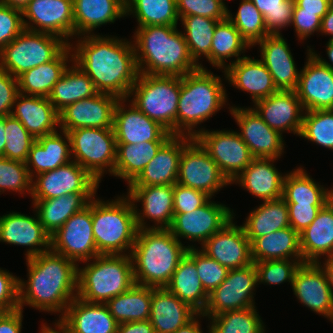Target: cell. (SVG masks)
Segmentation results:
<instances>
[{"label":"cell","mask_w":333,"mask_h":333,"mask_svg":"<svg viewBox=\"0 0 333 333\" xmlns=\"http://www.w3.org/2000/svg\"><path fill=\"white\" fill-rule=\"evenodd\" d=\"M73 62L92 80L99 93L128 99L139 75L132 41L102 35L77 37Z\"/></svg>","instance_id":"1"},{"label":"cell","mask_w":333,"mask_h":333,"mask_svg":"<svg viewBox=\"0 0 333 333\" xmlns=\"http://www.w3.org/2000/svg\"><path fill=\"white\" fill-rule=\"evenodd\" d=\"M28 280L19 278V309L25 306L50 313H65L77 297L78 265L51 249L26 259Z\"/></svg>","instance_id":"2"},{"label":"cell","mask_w":333,"mask_h":333,"mask_svg":"<svg viewBox=\"0 0 333 333\" xmlns=\"http://www.w3.org/2000/svg\"><path fill=\"white\" fill-rule=\"evenodd\" d=\"M133 37L139 73L182 77L199 68L177 26L137 27Z\"/></svg>","instance_id":"3"},{"label":"cell","mask_w":333,"mask_h":333,"mask_svg":"<svg viewBox=\"0 0 333 333\" xmlns=\"http://www.w3.org/2000/svg\"><path fill=\"white\" fill-rule=\"evenodd\" d=\"M188 248L169 229H139L132 248L135 283L166 287Z\"/></svg>","instance_id":"4"},{"label":"cell","mask_w":333,"mask_h":333,"mask_svg":"<svg viewBox=\"0 0 333 333\" xmlns=\"http://www.w3.org/2000/svg\"><path fill=\"white\" fill-rule=\"evenodd\" d=\"M227 98L220 76L206 68H198L182 76L177 108V135L195 138L198 134V130H195L197 125L221 110Z\"/></svg>","instance_id":"5"},{"label":"cell","mask_w":333,"mask_h":333,"mask_svg":"<svg viewBox=\"0 0 333 333\" xmlns=\"http://www.w3.org/2000/svg\"><path fill=\"white\" fill-rule=\"evenodd\" d=\"M92 226L99 254H131L139 229L135 207L128 195L106 202L94 197Z\"/></svg>","instance_id":"6"},{"label":"cell","mask_w":333,"mask_h":333,"mask_svg":"<svg viewBox=\"0 0 333 333\" xmlns=\"http://www.w3.org/2000/svg\"><path fill=\"white\" fill-rule=\"evenodd\" d=\"M78 265L77 297L90 303H106L135 284L131 254H100Z\"/></svg>","instance_id":"7"},{"label":"cell","mask_w":333,"mask_h":333,"mask_svg":"<svg viewBox=\"0 0 333 333\" xmlns=\"http://www.w3.org/2000/svg\"><path fill=\"white\" fill-rule=\"evenodd\" d=\"M180 87V76L139 73L128 97H132L129 101L147 117L177 135Z\"/></svg>","instance_id":"8"},{"label":"cell","mask_w":333,"mask_h":333,"mask_svg":"<svg viewBox=\"0 0 333 333\" xmlns=\"http://www.w3.org/2000/svg\"><path fill=\"white\" fill-rule=\"evenodd\" d=\"M67 45L58 36L24 29L0 51V69L17 78L53 60Z\"/></svg>","instance_id":"9"},{"label":"cell","mask_w":333,"mask_h":333,"mask_svg":"<svg viewBox=\"0 0 333 333\" xmlns=\"http://www.w3.org/2000/svg\"><path fill=\"white\" fill-rule=\"evenodd\" d=\"M67 133L75 162L99 183L106 171L114 175L117 144L113 128H77Z\"/></svg>","instance_id":"10"},{"label":"cell","mask_w":333,"mask_h":333,"mask_svg":"<svg viewBox=\"0 0 333 333\" xmlns=\"http://www.w3.org/2000/svg\"><path fill=\"white\" fill-rule=\"evenodd\" d=\"M200 129L195 139L232 183L254 159L249 147L236 131Z\"/></svg>","instance_id":"11"},{"label":"cell","mask_w":333,"mask_h":333,"mask_svg":"<svg viewBox=\"0 0 333 333\" xmlns=\"http://www.w3.org/2000/svg\"><path fill=\"white\" fill-rule=\"evenodd\" d=\"M50 249L77 265L100 255L93 236L92 200L51 235Z\"/></svg>","instance_id":"12"},{"label":"cell","mask_w":333,"mask_h":333,"mask_svg":"<svg viewBox=\"0 0 333 333\" xmlns=\"http://www.w3.org/2000/svg\"><path fill=\"white\" fill-rule=\"evenodd\" d=\"M257 284L254 263L229 270L226 279L208 295V302L202 314L205 317H213L228 311L254 307V291Z\"/></svg>","instance_id":"13"},{"label":"cell","mask_w":333,"mask_h":333,"mask_svg":"<svg viewBox=\"0 0 333 333\" xmlns=\"http://www.w3.org/2000/svg\"><path fill=\"white\" fill-rule=\"evenodd\" d=\"M177 183L202 191L211 198L221 188L231 184L195 138L183 148Z\"/></svg>","instance_id":"14"},{"label":"cell","mask_w":333,"mask_h":333,"mask_svg":"<svg viewBox=\"0 0 333 333\" xmlns=\"http://www.w3.org/2000/svg\"><path fill=\"white\" fill-rule=\"evenodd\" d=\"M34 177L32 200L52 199L68 193H97L99 188V182L74 160Z\"/></svg>","instance_id":"15"},{"label":"cell","mask_w":333,"mask_h":333,"mask_svg":"<svg viewBox=\"0 0 333 333\" xmlns=\"http://www.w3.org/2000/svg\"><path fill=\"white\" fill-rule=\"evenodd\" d=\"M210 198L203 206L194 211L174 214L169 228L176 239H189L201 242V246L216 232L220 231L227 223L234 219L233 209Z\"/></svg>","instance_id":"16"},{"label":"cell","mask_w":333,"mask_h":333,"mask_svg":"<svg viewBox=\"0 0 333 333\" xmlns=\"http://www.w3.org/2000/svg\"><path fill=\"white\" fill-rule=\"evenodd\" d=\"M22 16L29 20L23 18L26 30L58 36L68 45L75 37L73 0H30Z\"/></svg>","instance_id":"17"},{"label":"cell","mask_w":333,"mask_h":333,"mask_svg":"<svg viewBox=\"0 0 333 333\" xmlns=\"http://www.w3.org/2000/svg\"><path fill=\"white\" fill-rule=\"evenodd\" d=\"M229 109L240 127L238 134L254 158H280L284 153L283 135L270 128L253 108L231 106Z\"/></svg>","instance_id":"18"},{"label":"cell","mask_w":333,"mask_h":333,"mask_svg":"<svg viewBox=\"0 0 333 333\" xmlns=\"http://www.w3.org/2000/svg\"><path fill=\"white\" fill-rule=\"evenodd\" d=\"M118 101L114 95L98 93L74 102L59 112V128L67 132L77 128H113Z\"/></svg>","instance_id":"19"},{"label":"cell","mask_w":333,"mask_h":333,"mask_svg":"<svg viewBox=\"0 0 333 333\" xmlns=\"http://www.w3.org/2000/svg\"><path fill=\"white\" fill-rule=\"evenodd\" d=\"M292 289L301 303L333 323V293L321 262L301 264L295 272Z\"/></svg>","instance_id":"20"},{"label":"cell","mask_w":333,"mask_h":333,"mask_svg":"<svg viewBox=\"0 0 333 333\" xmlns=\"http://www.w3.org/2000/svg\"><path fill=\"white\" fill-rule=\"evenodd\" d=\"M307 51L295 92L305 111L333 109V71Z\"/></svg>","instance_id":"21"},{"label":"cell","mask_w":333,"mask_h":333,"mask_svg":"<svg viewBox=\"0 0 333 333\" xmlns=\"http://www.w3.org/2000/svg\"><path fill=\"white\" fill-rule=\"evenodd\" d=\"M173 189L174 185L159 186H129L127 195L135 207L138 229H169L173 218ZM142 202V210L138 211L135 203ZM152 219L155 224L147 226V220ZM160 224V225H159ZM156 225V226H155Z\"/></svg>","instance_id":"22"},{"label":"cell","mask_w":333,"mask_h":333,"mask_svg":"<svg viewBox=\"0 0 333 333\" xmlns=\"http://www.w3.org/2000/svg\"><path fill=\"white\" fill-rule=\"evenodd\" d=\"M200 249L228 270L243 268L253 263L250 241L244 228L233 219L211 236Z\"/></svg>","instance_id":"23"},{"label":"cell","mask_w":333,"mask_h":333,"mask_svg":"<svg viewBox=\"0 0 333 333\" xmlns=\"http://www.w3.org/2000/svg\"><path fill=\"white\" fill-rule=\"evenodd\" d=\"M127 99H119L114 110L113 130L116 143L139 144L144 141H168L173 134L147 117Z\"/></svg>","instance_id":"24"},{"label":"cell","mask_w":333,"mask_h":333,"mask_svg":"<svg viewBox=\"0 0 333 333\" xmlns=\"http://www.w3.org/2000/svg\"><path fill=\"white\" fill-rule=\"evenodd\" d=\"M50 237L40 223L37 212L35 216L15 211L0 216V242L27 246L26 259L50 250Z\"/></svg>","instance_id":"25"},{"label":"cell","mask_w":333,"mask_h":333,"mask_svg":"<svg viewBox=\"0 0 333 333\" xmlns=\"http://www.w3.org/2000/svg\"><path fill=\"white\" fill-rule=\"evenodd\" d=\"M261 119L281 135L287 131L299 136L304 108L295 91L278 90L269 97L253 104Z\"/></svg>","instance_id":"26"},{"label":"cell","mask_w":333,"mask_h":333,"mask_svg":"<svg viewBox=\"0 0 333 333\" xmlns=\"http://www.w3.org/2000/svg\"><path fill=\"white\" fill-rule=\"evenodd\" d=\"M255 45L260 46V60L272 75L277 90L295 91L300 71L284 37L281 34H270Z\"/></svg>","instance_id":"27"},{"label":"cell","mask_w":333,"mask_h":333,"mask_svg":"<svg viewBox=\"0 0 333 333\" xmlns=\"http://www.w3.org/2000/svg\"><path fill=\"white\" fill-rule=\"evenodd\" d=\"M192 139L189 136L173 135L129 186H159L177 183L183 148Z\"/></svg>","instance_id":"28"},{"label":"cell","mask_w":333,"mask_h":333,"mask_svg":"<svg viewBox=\"0 0 333 333\" xmlns=\"http://www.w3.org/2000/svg\"><path fill=\"white\" fill-rule=\"evenodd\" d=\"M224 79L231 86L251 94L253 103L269 97L277 92L272 75L260 59L245 56L228 64L224 71Z\"/></svg>","instance_id":"29"},{"label":"cell","mask_w":333,"mask_h":333,"mask_svg":"<svg viewBox=\"0 0 333 333\" xmlns=\"http://www.w3.org/2000/svg\"><path fill=\"white\" fill-rule=\"evenodd\" d=\"M70 333H117L118 323L105 303H90L76 297L59 318Z\"/></svg>","instance_id":"30"},{"label":"cell","mask_w":333,"mask_h":333,"mask_svg":"<svg viewBox=\"0 0 333 333\" xmlns=\"http://www.w3.org/2000/svg\"><path fill=\"white\" fill-rule=\"evenodd\" d=\"M10 115L18 119L35 139L56 132L59 126V112L47 97L18 93Z\"/></svg>","instance_id":"31"},{"label":"cell","mask_w":333,"mask_h":333,"mask_svg":"<svg viewBox=\"0 0 333 333\" xmlns=\"http://www.w3.org/2000/svg\"><path fill=\"white\" fill-rule=\"evenodd\" d=\"M198 313L166 287H152L150 319L155 333H174Z\"/></svg>","instance_id":"32"},{"label":"cell","mask_w":333,"mask_h":333,"mask_svg":"<svg viewBox=\"0 0 333 333\" xmlns=\"http://www.w3.org/2000/svg\"><path fill=\"white\" fill-rule=\"evenodd\" d=\"M60 133L38 137L32 144L25 162L31 178L72 161L69 135L61 129Z\"/></svg>","instance_id":"33"},{"label":"cell","mask_w":333,"mask_h":333,"mask_svg":"<svg viewBox=\"0 0 333 333\" xmlns=\"http://www.w3.org/2000/svg\"><path fill=\"white\" fill-rule=\"evenodd\" d=\"M274 158H254L247 168L232 182L263 201L279 199L283 195L282 175L274 166Z\"/></svg>","instance_id":"34"},{"label":"cell","mask_w":333,"mask_h":333,"mask_svg":"<svg viewBox=\"0 0 333 333\" xmlns=\"http://www.w3.org/2000/svg\"><path fill=\"white\" fill-rule=\"evenodd\" d=\"M304 263H319L321 256H333V198L317 213L315 220L300 233Z\"/></svg>","instance_id":"35"},{"label":"cell","mask_w":333,"mask_h":333,"mask_svg":"<svg viewBox=\"0 0 333 333\" xmlns=\"http://www.w3.org/2000/svg\"><path fill=\"white\" fill-rule=\"evenodd\" d=\"M73 62L71 45H67L53 60L31 68L17 77L21 94L49 97L54 85Z\"/></svg>","instance_id":"36"},{"label":"cell","mask_w":333,"mask_h":333,"mask_svg":"<svg viewBox=\"0 0 333 333\" xmlns=\"http://www.w3.org/2000/svg\"><path fill=\"white\" fill-rule=\"evenodd\" d=\"M126 16L125 0H73L75 36L91 35L103 24Z\"/></svg>","instance_id":"37"},{"label":"cell","mask_w":333,"mask_h":333,"mask_svg":"<svg viewBox=\"0 0 333 333\" xmlns=\"http://www.w3.org/2000/svg\"><path fill=\"white\" fill-rule=\"evenodd\" d=\"M96 193H68L57 198L33 200L40 223L51 236L75 213L86 207Z\"/></svg>","instance_id":"38"},{"label":"cell","mask_w":333,"mask_h":333,"mask_svg":"<svg viewBox=\"0 0 333 333\" xmlns=\"http://www.w3.org/2000/svg\"><path fill=\"white\" fill-rule=\"evenodd\" d=\"M250 247L253 262L277 259L303 261L300 234L290 226L255 238Z\"/></svg>","instance_id":"39"},{"label":"cell","mask_w":333,"mask_h":333,"mask_svg":"<svg viewBox=\"0 0 333 333\" xmlns=\"http://www.w3.org/2000/svg\"><path fill=\"white\" fill-rule=\"evenodd\" d=\"M166 288L198 314L204 312L209 294L198 277L195 261L187 253L179 262Z\"/></svg>","instance_id":"40"},{"label":"cell","mask_w":333,"mask_h":333,"mask_svg":"<svg viewBox=\"0 0 333 333\" xmlns=\"http://www.w3.org/2000/svg\"><path fill=\"white\" fill-rule=\"evenodd\" d=\"M290 226L289 209L281 197L263 201L252 210L242 225L250 243L255 239Z\"/></svg>","instance_id":"41"},{"label":"cell","mask_w":333,"mask_h":333,"mask_svg":"<svg viewBox=\"0 0 333 333\" xmlns=\"http://www.w3.org/2000/svg\"><path fill=\"white\" fill-rule=\"evenodd\" d=\"M167 141H144L139 144L116 143L114 176L127 181L128 186L140 175Z\"/></svg>","instance_id":"42"},{"label":"cell","mask_w":333,"mask_h":333,"mask_svg":"<svg viewBox=\"0 0 333 333\" xmlns=\"http://www.w3.org/2000/svg\"><path fill=\"white\" fill-rule=\"evenodd\" d=\"M152 287L134 284L126 292L108 300L107 306L118 324L150 319Z\"/></svg>","instance_id":"43"},{"label":"cell","mask_w":333,"mask_h":333,"mask_svg":"<svg viewBox=\"0 0 333 333\" xmlns=\"http://www.w3.org/2000/svg\"><path fill=\"white\" fill-rule=\"evenodd\" d=\"M322 186L303 168L297 167L285 174L282 198L287 204L325 205L333 198V189Z\"/></svg>","instance_id":"44"},{"label":"cell","mask_w":333,"mask_h":333,"mask_svg":"<svg viewBox=\"0 0 333 333\" xmlns=\"http://www.w3.org/2000/svg\"><path fill=\"white\" fill-rule=\"evenodd\" d=\"M73 64L66 69L48 97L58 112L74 102L99 93L89 76Z\"/></svg>","instance_id":"45"},{"label":"cell","mask_w":333,"mask_h":333,"mask_svg":"<svg viewBox=\"0 0 333 333\" xmlns=\"http://www.w3.org/2000/svg\"><path fill=\"white\" fill-rule=\"evenodd\" d=\"M250 47L248 42L227 18L217 23L213 33L210 55L206 59L212 66L225 70L228 66L225 61L228 58V60H230L231 57L237 58L230 62V64H232L245 57V55L240 57V54L245 53L246 49H250Z\"/></svg>","instance_id":"46"},{"label":"cell","mask_w":333,"mask_h":333,"mask_svg":"<svg viewBox=\"0 0 333 333\" xmlns=\"http://www.w3.org/2000/svg\"><path fill=\"white\" fill-rule=\"evenodd\" d=\"M126 16L132 15L138 27L150 25L177 26L179 16L176 0H125Z\"/></svg>","instance_id":"47"},{"label":"cell","mask_w":333,"mask_h":333,"mask_svg":"<svg viewBox=\"0 0 333 333\" xmlns=\"http://www.w3.org/2000/svg\"><path fill=\"white\" fill-rule=\"evenodd\" d=\"M184 38L187 43L189 54L199 68L204 66L198 62L201 55L208 57L213 40V33L219 20L201 17L197 15L182 17Z\"/></svg>","instance_id":"48"},{"label":"cell","mask_w":333,"mask_h":333,"mask_svg":"<svg viewBox=\"0 0 333 333\" xmlns=\"http://www.w3.org/2000/svg\"><path fill=\"white\" fill-rule=\"evenodd\" d=\"M255 308L256 306L208 317L211 319L208 333H265L264 323Z\"/></svg>","instance_id":"49"},{"label":"cell","mask_w":333,"mask_h":333,"mask_svg":"<svg viewBox=\"0 0 333 333\" xmlns=\"http://www.w3.org/2000/svg\"><path fill=\"white\" fill-rule=\"evenodd\" d=\"M227 18L251 48L265 36L270 35L265 28L263 15L251 0H241L235 17L228 10Z\"/></svg>","instance_id":"50"},{"label":"cell","mask_w":333,"mask_h":333,"mask_svg":"<svg viewBox=\"0 0 333 333\" xmlns=\"http://www.w3.org/2000/svg\"><path fill=\"white\" fill-rule=\"evenodd\" d=\"M299 136L333 150V109L305 111Z\"/></svg>","instance_id":"51"},{"label":"cell","mask_w":333,"mask_h":333,"mask_svg":"<svg viewBox=\"0 0 333 333\" xmlns=\"http://www.w3.org/2000/svg\"><path fill=\"white\" fill-rule=\"evenodd\" d=\"M5 138L7 142L3 157L26 162L30 148L36 139L18 119L11 115L5 116Z\"/></svg>","instance_id":"52"},{"label":"cell","mask_w":333,"mask_h":333,"mask_svg":"<svg viewBox=\"0 0 333 333\" xmlns=\"http://www.w3.org/2000/svg\"><path fill=\"white\" fill-rule=\"evenodd\" d=\"M264 18L269 34H281V28L290 26L293 18L294 0H251Z\"/></svg>","instance_id":"53"},{"label":"cell","mask_w":333,"mask_h":333,"mask_svg":"<svg viewBox=\"0 0 333 333\" xmlns=\"http://www.w3.org/2000/svg\"><path fill=\"white\" fill-rule=\"evenodd\" d=\"M31 189L32 178L25 162L0 156V194L6 190L31 194Z\"/></svg>","instance_id":"54"},{"label":"cell","mask_w":333,"mask_h":333,"mask_svg":"<svg viewBox=\"0 0 333 333\" xmlns=\"http://www.w3.org/2000/svg\"><path fill=\"white\" fill-rule=\"evenodd\" d=\"M257 270L258 285L261 283L276 285L289 282L292 286L295 272L303 261L277 259L253 262Z\"/></svg>","instance_id":"55"},{"label":"cell","mask_w":333,"mask_h":333,"mask_svg":"<svg viewBox=\"0 0 333 333\" xmlns=\"http://www.w3.org/2000/svg\"><path fill=\"white\" fill-rule=\"evenodd\" d=\"M187 254L195 261L198 277L208 294L226 279L229 270L216 260L209 258L200 249L188 248Z\"/></svg>","instance_id":"56"},{"label":"cell","mask_w":333,"mask_h":333,"mask_svg":"<svg viewBox=\"0 0 333 333\" xmlns=\"http://www.w3.org/2000/svg\"><path fill=\"white\" fill-rule=\"evenodd\" d=\"M225 0H176L179 19L185 16H201L223 21L227 19Z\"/></svg>","instance_id":"57"},{"label":"cell","mask_w":333,"mask_h":333,"mask_svg":"<svg viewBox=\"0 0 333 333\" xmlns=\"http://www.w3.org/2000/svg\"><path fill=\"white\" fill-rule=\"evenodd\" d=\"M24 29L22 11L0 3V51Z\"/></svg>","instance_id":"58"},{"label":"cell","mask_w":333,"mask_h":333,"mask_svg":"<svg viewBox=\"0 0 333 333\" xmlns=\"http://www.w3.org/2000/svg\"><path fill=\"white\" fill-rule=\"evenodd\" d=\"M210 198L209 195L202 191L175 183L173 189L174 214L194 211L203 206Z\"/></svg>","instance_id":"59"},{"label":"cell","mask_w":333,"mask_h":333,"mask_svg":"<svg viewBox=\"0 0 333 333\" xmlns=\"http://www.w3.org/2000/svg\"><path fill=\"white\" fill-rule=\"evenodd\" d=\"M19 277L0 268V310L10 312L19 309Z\"/></svg>","instance_id":"60"},{"label":"cell","mask_w":333,"mask_h":333,"mask_svg":"<svg viewBox=\"0 0 333 333\" xmlns=\"http://www.w3.org/2000/svg\"><path fill=\"white\" fill-rule=\"evenodd\" d=\"M321 21L318 12L301 11V8L294 4L291 25L295 28L298 40H305L314 32H320Z\"/></svg>","instance_id":"61"},{"label":"cell","mask_w":333,"mask_h":333,"mask_svg":"<svg viewBox=\"0 0 333 333\" xmlns=\"http://www.w3.org/2000/svg\"><path fill=\"white\" fill-rule=\"evenodd\" d=\"M289 209L290 227L302 233L316 218L324 205L287 204Z\"/></svg>","instance_id":"62"},{"label":"cell","mask_w":333,"mask_h":333,"mask_svg":"<svg viewBox=\"0 0 333 333\" xmlns=\"http://www.w3.org/2000/svg\"><path fill=\"white\" fill-rule=\"evenodd\" d=\"M18 93L17 78L0 69V117L11 114Z\"/></svg>","instance_id":"63"},{"label":"cell","mask_w":333,"mask_h":333,"mask_svg":"<svg viewBox=\"0 0 333 333\" xmlns=\"http://www.w3.org/2000/svg\"><path fill=\"white\" fill-rule=\"evenodd\" d=\"M23 310L4 312L0 316V333H21Z\"/></svg>","instance_id":"64"},{"label":"cell","mask_w":333,"mask_h":333,"mask_svg":"<svg viewBox=\"0 0 333 333\" xmlns=\"http://www.w3.org/2000/svg\"><path fill=\"white\" fill-rule=\"evenodd\" d=\"M332 3L331 0H294V4L301 8V11L318 12L321 19L326 15Z\"/></svg>","instance_id":"65"},{"label":"cell","mask_w":333,"mask_h":333,"mask_svg":"<svg viewBox=\"0 0 333 333\" xmlns=\"http://www.w3.org/2000/svg\"><path fill=\"white\" fill-rule=\"evenodd\" d=\"M117 333H155L149 320L118 324Z\"/></svg>","instance_id":"66"},{"label":"cell","mask_w":333,"mask_h":333,"mask_svg":"<svg viewBox=\"0 0 333 333\" xmlns=\"http://www.w3.org/2000/svg\"><path fill=\"white\" fill-rule=\"evenodd\" d=\"M320 33L332 36L329 40L333 41V3L330 5L326 15L322 18Z\"/></svg>","instance_id":"67"},{"label":"cell","mask_w":333,"mask_h":333,"mask_svg":"<svg viewBox=\"0 0 333 333\" xmlns=\"http://www.w3.org/2000/svg\"><path fill=\"white\" fill-rule=\"evenodd\" d=\"M203 317V314H197L191 321H189L186 325L180 327L174 333H202V329L199 323V318Z\"/></svg>","instance_id":"68"},{"label":"cell","mask_w":333,"mask_h":333,"mask_svg":"<svg viewBox=\"0 0 333 333\" xmlns=\"http://www.w3.org/2000/svg\"><path fill=\"white\" fill-rule=\"evenodd\" d=\"M326 52L329 58V61L327 62L325 59H323L320 55L318 56L317 53H315V51L313 49L310 48V52L325 66H327L328 68H330L333 71V41L329 40L326 43Z\"/></svg>","instance_id":"69"},{"label":"cell","mask_w":333,"mask_h":333,"mask_svg":"<svg viewBox=\"0 0 333 333\" xmlns=\"http://www.w3.org/2000/svg\"><path fill=\"white\" fill-rule=\"evenodd\" d=\"M54 324L55 328L47 325L46 323L43 324L40 330V333H70L69 330L60 322V320H56Z\"/></svg>","instance_id":"70"},{"label":"cell","mask_w":333,"mask_h":333,"mask_svg":"<svg viewBox=\"0 0 333 333\" xmlns=\"http://www.w3.org/2000/svg\"><path fill=\"white\" fill-rule=\"evenodd\" d=\"M322 268L325 270L327 277H328V281L333 293V256L329 257V258H325V261L323 262V264L321 265Z\"/></svg>","instance_id":"71"},{"label":"cell","mask_w":333,"mask_h":333,"mask_svg":"<svg viewBox=\"0 0 333 333\" xmlns=\"http://www.w3.org/2000/svg\"><path fill=\"white\" fill-rule=\"evenodd\" d=\"M29 1L30 0H0V3L10 6L11 8L23 11Z\"/></svg>","instance_id":"72"},{"label":"cell","mask_w":333,"mask_h":333,"mask_svg":"<svg viewBox=\"0 0 333 333\" xmlns=\"http://www.w3.org/2000/svg\"><path fill=\"white\" fill-rule=\"evenodd\" d=\"M6 138H5V116L0 117V156L3 157L4 153V147L6 144Z\"/></svg>","instance_id":"73"},{"label":"cell","mask_w":333,"mask_h":333,"mask_svg":"<svg viewBox=\"0 0 333 333\" xmlns=\"http://www.w3.org/2000/svg\"><path fill=\"white\" fill-rule=\"evenodd\" d=\"M4 313V311L0 310V316Z\"/></svg>","instance_id":"74"}]
</instances>
